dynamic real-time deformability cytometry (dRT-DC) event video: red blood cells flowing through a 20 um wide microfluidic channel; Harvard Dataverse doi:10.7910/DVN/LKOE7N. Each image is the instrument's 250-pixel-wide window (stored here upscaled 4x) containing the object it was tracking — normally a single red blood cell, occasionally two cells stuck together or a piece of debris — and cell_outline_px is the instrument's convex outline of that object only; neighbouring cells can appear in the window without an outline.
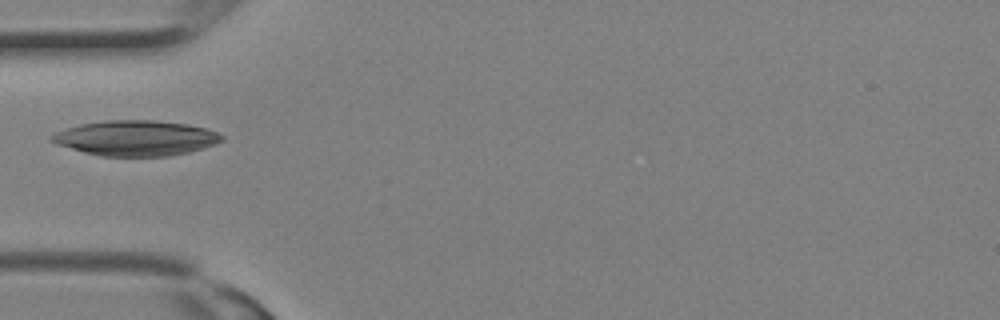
{"species": "Egyptian fruit bat (a non-hibernating species)", "species_latin": "Rousettus aegyptiacus", "temperature_condition": "room temperature", "stored_images_in_passage": 10, "camera_frame_rate_fps": 3000, "um_per_image_px": 0.085, "animal": {"sex": "female"}, "frame": {"image": 1, "passage_image": 9, "time_ms": 2.667, "image_size_px": [1000, 320], "cell_outline_px": [[224, 140], [216, 144], [204, 148], [188, 152], [168, 156], [100, 156], [84, 152], [56, 144], [48, 140], [48, 136], [56, 132], [80, 124], [108, 120], [156, 120], [188, 124], [204, 128], [216, 132], [224, 136]], "centroid_in_image_um": [11.54, 11.74], "position_along_channel_um": 73.5, "area_um2": 35.03}}